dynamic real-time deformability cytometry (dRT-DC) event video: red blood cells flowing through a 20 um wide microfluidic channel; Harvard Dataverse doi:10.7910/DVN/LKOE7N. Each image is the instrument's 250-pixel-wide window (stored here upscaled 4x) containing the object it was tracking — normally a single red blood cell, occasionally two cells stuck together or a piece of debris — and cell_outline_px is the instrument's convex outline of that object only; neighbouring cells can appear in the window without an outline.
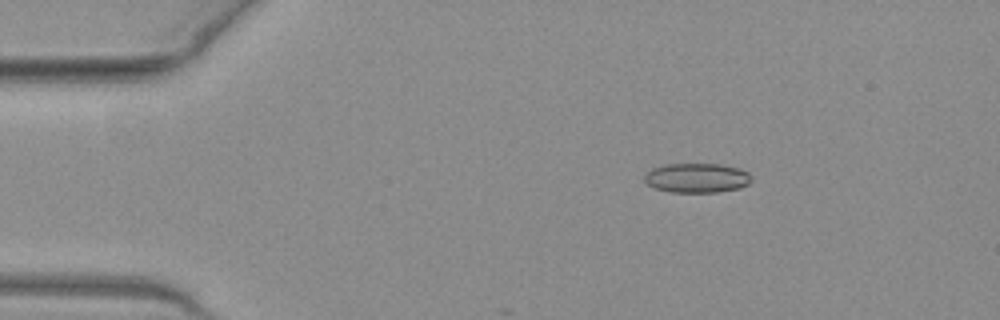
{"species": "common noctule bat (a hibernating species)", "species_latin": "Nyctalus noctula", "temperature_condition": "warm", "stored_images_in_passage": 23, "camera_frame_rate_fps": 3000, "um_per_image_px": 0.085, "animal": {"sex": "female", "body_mass_g": 19.3, "forearm_length_mm": 54.1}, "frame": {"image": 1, "passage_image": 1, "time_ms": 0.0, "image_size_px": [1000, 320], "cell_outline_px": [[752, 180], [748, 184], [740, 188], [720, 192], [668, 192], [656, 188], [648, 184], [644, 180], [644, 176], [652, 168], [664, 164], [720, 164], [740, 168], [748, 172], [752, 176]], "centroid_in_image_um": [59.26, 15.12], "position_along_channel_um": 25.7, "area_um2": 18.55}}
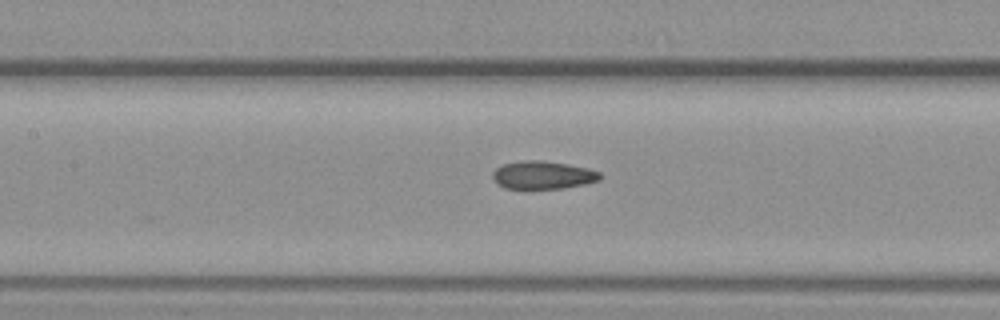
{"frame": {"image": 2, "passage_image": 16, "time_ms": 5.0, "image_size_px": [1000, 320], "cell_outline_px": [[600, 180], [584, 184], [564, 188], [504, 188], [492, 176], [492, 172], [496, 168], [504, 164], [524, 160], [544, 160], [568, 164], [588, 168], [600, 172]], "centroid_in_image_um": [46.17, 14.86], "position_along_channel_um": 161.2, "area_um2": 17.34}}
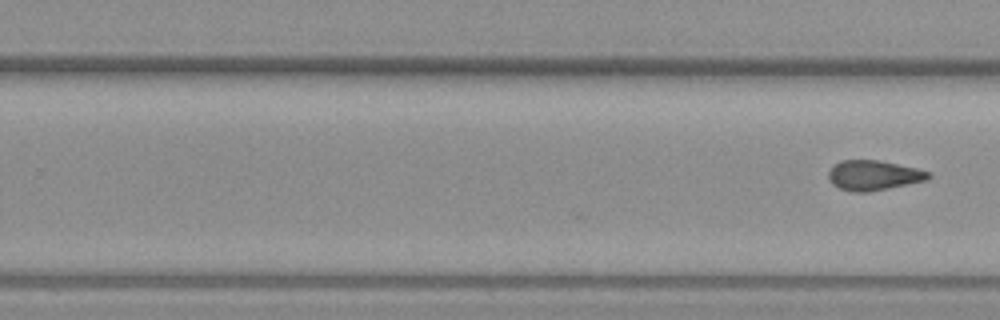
{"frame": {"image": 3, "passage_image": 23, "time_ms": 7.333, "image_size_px": [1000, 320], "cell_outline_px": [[932, 176], [928, 180], [868, 192], [852, 192], [840, 188], [832, 184], [828, 180], [828, 172], [832, 164], [840, 160], [880, 160], [916, 168], [928, 172]], "centroid_in_image_um": [74.21, 14.89], "position_along_channel_um": 255.6, "area_um2": 17.57}}